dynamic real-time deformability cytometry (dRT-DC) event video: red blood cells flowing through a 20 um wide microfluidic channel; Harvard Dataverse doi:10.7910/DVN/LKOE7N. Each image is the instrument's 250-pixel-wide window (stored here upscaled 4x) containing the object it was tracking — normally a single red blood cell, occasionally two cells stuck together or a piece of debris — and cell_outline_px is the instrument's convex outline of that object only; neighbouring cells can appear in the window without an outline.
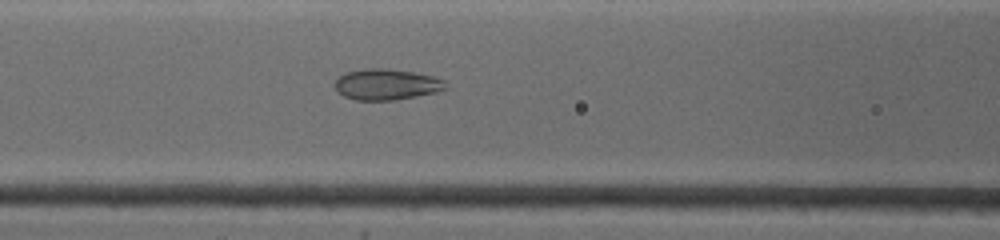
{"species": "common noctule bat (a hibernating species)", "species_latin": "Nyctalus noctula", "temperature_condition": "warm", "stored_images_in_passage": 11, "camera_frame_rate_fps": 4500, "um_per_image_px": 0.085, "animal": {"sex": "female", "body_mass_g": 19.0, "forearm_length_mm": 53.3}, "frame": {"image": 1, "passage_image": 10, "time_ms": 4.0, "image_size_px": [1000, 240], "cell_outline_px": [[448, 88], [436, 92], [396, 100], [356, 100], [344, 96], [336, 92], [332, 84], [344, 72], [364, 68], [388, 68], [412, 72], [432, 76], [444, 80]], "centroid_in_image_um": [32.8, 7.17], "position_along_channel_um": 133.8, "area_um2": 20.23}}